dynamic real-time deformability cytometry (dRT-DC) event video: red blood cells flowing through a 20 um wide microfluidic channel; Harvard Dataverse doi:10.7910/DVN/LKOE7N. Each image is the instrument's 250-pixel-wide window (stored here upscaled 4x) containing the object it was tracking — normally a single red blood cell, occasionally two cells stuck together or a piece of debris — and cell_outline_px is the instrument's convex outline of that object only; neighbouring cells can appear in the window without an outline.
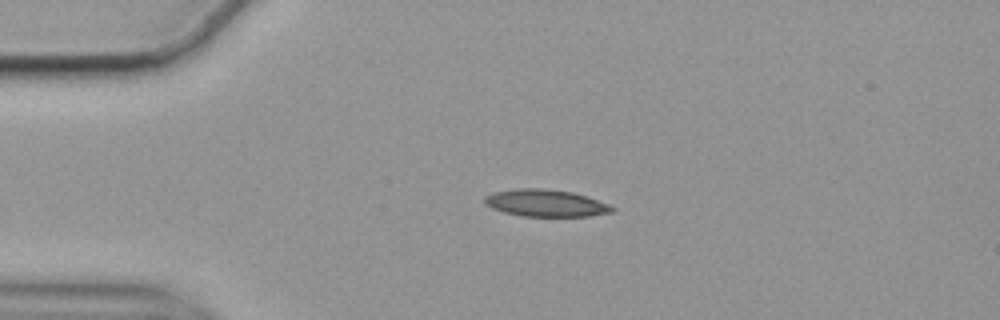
{"species": "common noctule bat (a hibernating species)", "species_latin": "Nyctalus noctula", "temperature_condition": "cold", "stored_images_in_passage": 45, "camera_frame_rate_fps": 3000, "um_per_image_px": 0.085, "animal": {"sex": "female", "body_mass_g": 19.9}, "frame": {"image": 1, "passage_image": 1, "time_ms": 0.0, "image_size_px": [1000, 320], "cell_outline_px": [[616, 208], [612, 212], [588, 216], [524, 216], [504, 212], [492, 208], [484, 204], [484, 196], [492, 192], [516, 188], [544, 188], [572, 192], [588, 196], [608, 204]], "centroid_in_image_um": [46.36, 17.25], "position_along_channel_um": 38.6, "area_um2": 20.23}}
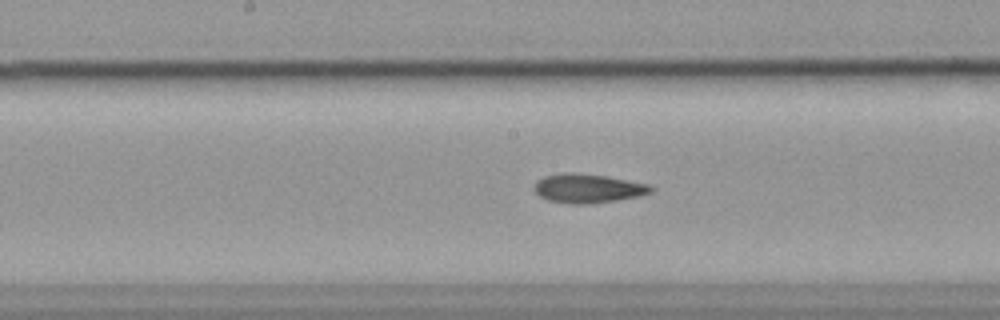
{"frame": {"image": 2, "passage_image": 17, "time_ms": 5.333, "image_size_px": [1000, 320], "cell_outline_px": [[656, 188], [652, 192], [640, 196], [592, 204], [568, 204], [548, 200], [540, 196], [532, 188], [536, 180], [544, 176], [564, 172], [568, 172], [604, 176], [648, 184]], "centroid_in_image_um": [49.95, 16.02], "position_along_channel_um": 198.3, "area_um2": 19.83}}
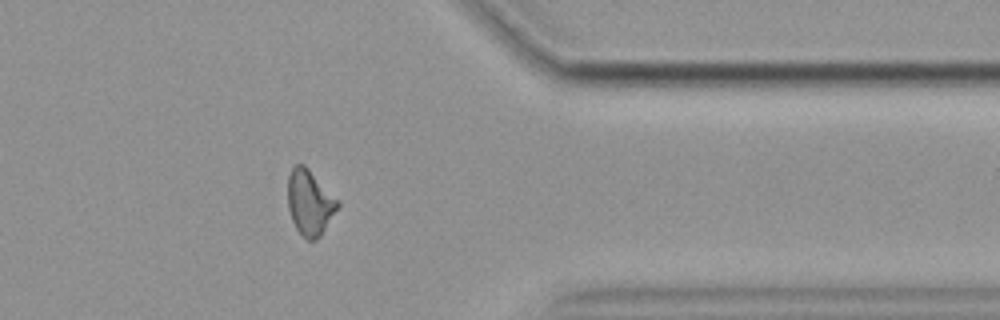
{"frame": {"image": 3, "passage_image": 34, "time_ms": 11.0, "image_size_px": [1000, 320], "cell_outline_px": [[340, 204], [320, 236], [316, 240], [308, 240], [296, 228], [292, 220], [288, 208], [288, 176], [292, 168], [296, 164], [304, 164], [340, 200]], "centroid_in_image_um": [26.34, 17.19], "position_along_channel_um": 385.1, "area_um2": 18.9}, "authors_computed_cell_mechanics": {"area_um2": 18.9584, "velocity_mm_per_s": 3.5481, "shape_relaxation_time_tau1_ms": 5.9891, "shape_relaxation_time_tau2_ms": 3.0887, "deformation_change_tau1": 0.1646, "deformation_change_tau2": 0.1041}}